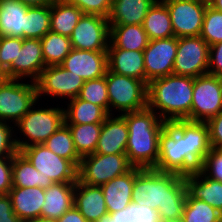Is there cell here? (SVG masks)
Returning <instances> with one entry per match:
<instances>
[{"instance_id": "obj_4", "label": "cell", "mask_w": 222, "mask_h": 222, "mask_svg": "<svg viewBox=\"0 0 222 222\" xmlns=\"http://www.w3.org/2000/svg\"><path fill=\"white\" fill-rule=\"evenodd\" d=\"M194 78L170 74L148 83L147 107L163 121H191ZM158 110V112H156Z\"/></svg>"}, {"instance_id": "obj_13", "label": "cell", "mask_w": 222, "mask_h": 222, "mask_svg": "<svg viewBox=\"0 0 222 222\" xmlns=\"http://www.w3.org/2000/svg\"><path fill=\"white\" fill-rule=\"evenodd\" d=\"M110 25L106 17L83 14L70 36L72 48L88 51H107Z\"/></svg>"}, {"instance_id": "obj_42", "label": "cell", "mask_w": 222, "mask_h": 222, "mask_svg": "<svg viewBox=\"0 0 222 222\" xmlns=\"http://www.w3.org/2000/svg\"><path fill=\"white\" fill-rule=\"evenodd\" d=\"M77 6L84 14L108 17L113 0H63Z\"/></svg>"}, {"instance_id": "obj_18", "label": "cell", "mask_w": 222, "mask_h": 222, "mask_svg": "<svg viewBox=\"0 0 222 222\" xmlns=\"http://www.w3.org/2000/svg\"><path fill=\"white\" fill-rule=\"evenodd\" d=\"M141 169L133 167L129 172L101 185L108 214L124 211L133 204L134 178Z\"/></svg>"}, {"instance_id": "obj_51", "label": "cell", "mask_w": 222, "mask_h": 222, "mask_svg": "<svg viewBox=\"0 0 222 222\" xmlns=\"http://www.w3.org/2000/svg\"><path fill=\"white\" fill-rule=\"evenodd\" d=\"M6 68L1 64L0 61V81L7 80Z\"/></svg>"}, {"instance_id": "obj_44", "label": "cell", "mask_w": 222, "mask_h": 222, "mask_svg": "<svg viewBox=\"0 0 222 222\" xmlns=\"http://www.w3.org/2000/svg\"><path fill=\"white\" fill-rule=\"evenodd\" d=\"M212 148L222 149V111L205 122Z\"/></svg>"}, {"instance_id": "obj_26", "label": "cell", "mask_w": 222, "mask_h": 222, "mask_svg": "<svg viewBox=\"0 0 222 222\" xmlns=\"http://www.w3.org/2000/svg\"><path fill=\"white\" fill-rule=\"evenodd\" d=\"M28 8L19 0H0V37L24 38Z\"/></svg>"}, {"instance_id": "obj_19", "label": "cell", "mask_w": 222, "mask_h": 222, "mask_svg": "<svg viewBox=\"0 0 222 222\" xmlns=\"http://www.w3.org/2000/svg\"><path fill=\"white\" fill-rule=\"evenodd\" d=\"M128 127L126 119L120 114L109 115L102 123L100 137L94 153L126 154Z\"/></svg>"}, {"instance_id": "obj_48", "label": "cell", "mask_w": 222, "mask_h": 222, "mask_svg": "<svg viewBox=\"0 0 222 222\" xmlns=\"http://www.w3.org/2000/svg\"><path fill=\"white\" fill-rule=\"evenodd\" d=\"M57 222H88L84 216L73 205L68 211H66Z\"/></svg>"}, {"instance_id": "obj_38", "label": "cell", "mask_w": 222, "mask_h": 222, "mask_svg": "<svg viewBox=\"0 0 222 222\" xmlns=\"http://www.w3.org/2000/svg\"><path fill=\"white\" fill-rule=\"evenodd\" d=\"M200 36L209 46L222 42V12L207 5Z\"/></svg>"}, {"instance_id": "obj_36", "label": "cell", "mask_w": 222, "mask_h": 222, "mask_svg": "<svg viewBox=\"0 0 222 222\" xmlns=\"http://www.w3.org/2000/svg\"><path fill=\"white\" fill-rule=\"evenodd\" d=\"M222 213L208 203L186 197L182 218L184 222H220Z\"/></svg>"}, {"instance_id": "obj_8", "label": "cell", "mask_w": 222, "mask_h": 222, "mask_svg": "<svg viewBox=\"0 0 222 222\" xmlns=\"http://www.w3.org/2000/svg\"><path fill=\"white\" fill-rule=\"evenodd\" d=\"M133 167L126 154L93 153L81 158L77 179L84 184L101 186Z\"/></svg>"}, {"instance_id": "obj_27", "label": "cell", "mask_w": 222, "mask_h": 222, "mask_svg": "<svg viewBox=\"0 0 222 222\" xmlns=\"http://www.w3.org/2000/svg\"><path fill=\"white\" fill-rule=\"evenodd\" d=\"M149 41L143 25H110L108 49L143 51Z\"/></svg>"}, {"instance_id": "obj_40", "label": "cell", "mask_w": 222, "mask_h": 222, "mask_svg": "<svg viewBox=\"0 0 222 222\" xmlns=\"http://www.w3.org/2000/svg\"><path fill=\"white\" fill-rule=\"evenodd\" d=\"M199 171L213 180L222 182V149L210 148Z\"/></svg>"}, {"instance_id": "obj_52", "label": "cell", "mask_w": 222, "mask_h": 222, "mask_svg": "<svg viewBox=\"0 0 222 222\" xmlns=\"http://www.w3.org/2000/svg\"><path fill=\"white\" fill-rule=\"evenodd\" d=\"M28 222H57V220L40 216L37 219H33V220L28 221Z\"/></svg>"}, {"instance_id": "obj_28", "label": "cell", "mask_w": 222, "mask_h": 222, "mask_svg": "<svg viewBox=\"0 0 222 222\" xmlns=\"http://www.w3.org/2000/svg\"><path fill=\"white\" fill-rule=\"evenodd\" d=\"M83 14L75 5L54 0L50 4V30L70 37Z\"/></svg>"}, {"instance_id": "obj_16", "label": "cell", "mask_w": 222, "mask_h": 222, "mask_svg": "<svg viewBox=\"0 0 222 222\" xmlns=\"http://www.w3.org/2000/svg\"><path fill=\"white\" fill-rule=\"evenodd\" d=\"M45 67L40 39L23 38L22 48L6 74L8 79L21 80L28 77L36 82Z\"/></svg>"}, {"instance_id": "obj_49", "label": "cell", "mask_w": 222, "mask_h": 222, "mask_svg": "<svg viewBox=\"0 0 222 222\" xmlns=\"http://www.w3.org/2000/svg\"><path fill=\"white\" fill-rule=\"evenodd\" d=\"M28 7L50 5L54 0H19Z\"/></svg>"}, {"instance_id": "obj_30", "label": "cell", "mask_w": 222, "mask_h": 222, "mask_svg": "<svg viewBox=\"0 0 222 222\" xmlns=\"http://www.w3.org/2000/svg\"><path fill=\"white\" fill-rule=\"evenodd\" d=\"M143 28L149 40L174 36L169 10L161 0H157L147 12Z\"/></svg>"}, {"instance_id": "obj_53", "label": "cell", "mask_w": 222, "mask_h": 222, "mask_svg": "<svg viewBox=\"0 0 222 222\" xmlns=\"http://www.w3.org/2000/svg\"><path fill=\"white\" fill-rule=\"evenodd\" d=\"M95 222H114L113 219H111L110 214H106L105 216H102Z\"/></svg>"}, {"instance_id": "obj_32", "label": "cell", "mask_w": 222, "mask_h": 222, "mask_svg": "<svg viewBox=\"0 0 222 222\" xmlns=\"http://www.w3.org/2000/svg\"><path fill=\"white\" fill-rule=\"evenodd\" d=\"M43 177L31 162L18 151L12 157V187H41Z\"/></svg>"}, {"instance_id": "obj_14", "label": "cell", "mask_w": 222, "mask_h": 222, "mask_svg": "<svg viewBox=\"0 0 222 222\" xmlns=\"http://www.w3.org/2000/svg\"><path fill=\"white\" fill-rule=\"evenodd\" d=\"M84 82L82 77L76 76L61 65L46 66L35 82L38 101L42 95L62 99L78 97Z\"/></svg>"}, {"instance_id": "obj_34", "label": "cell", "mask_w": 222, "mask_h": 222, "mask_svg": "<svg viewBox=\"0 0 222 222\" xmlns=\"http://www.w3.org/2000/svg\"><path fill=\"white\" fill-rule=\"evenodd\" d=\"M53 153L70 160L77 168L81 157L78 155L69 127L64 123L44 143Z\"/></svg>"}, {"instance_id": "obj_41", "label": "cell", "mask_w": 222, "mask_h": 222, "mask_svg": "<svg viewBox=\"0 0 222 222\" xmlns=\"http://www.w3.org/2000/svg\"><path fill=\"white\" fill-rule=\"evenodd\" d=\"M22 38L4 36L0 37V61L8 69L17 58L22 48Z\"/></svg>"}, {"instance_id": "obj_10", "label": "cell", "mask_w": 222, "mask_h": 222, "mask_svg": "<svg viewBox=\"0 0 222 222\" xmlns=\"http://www.w3.org/2000/svg\"><path fill=\"white\" fill-rule=\"evenodd\" d=\"M209 45L201 36L179 37L173 74L196 78L208 74Z\"/></svg>"}, {"instance_id": "obj_50", "label": "cell", "mask_w": 222, "mask_h": 222, "mask_svg": "<svg viewBox=\"0 0 222 222\" xmlns=\"http://www.w3.org/2000/svg\"><path fill=\"white\" fill-rule=\"evenodd\" d=\"M208 5L222 12V0H207Z\"/></svg>"}, {"instance_id": "obj_9", "label": "cell", "mask_w": 222, "mask_h": 222, "mask_svg": "<svg viewBox=\"0 0 222 222\" xmlns=\"http://www.w3.org/2000/svg\"><path fill=\"white\" fill-rule=\"evenodd\" d=\"M22 82L16 79L0 81L1 121L15 125L38 102L36 83Z\"/></svg>"}, {"instance_id": "obj_5", "label": "cell", "mask_w": 222, "mask_h": 222, "mask_svg": "<svg viewBox=\"0 0 222 222\" xmlns=\"http://www.w3.org/2000/svg\"><path fill=\"white\" fill-rule=\"evenodd\" d=\"M37 102L29 111L14 125L25 139L17 138L15 143L18 151L22 148L43 144L58 128L64 124L63 107L36 109ZM34 107V108H33ZM27 139V140H26Z\"/></svg>"}, {"instance_id": "obj_17", "label": "cell", "mask_w": 222, "mask_h": 222, "mask_svg": "<svg viewBox=\"0 0 222 222\" xmlns=\"http://www.w3.org/2000/svg\"><path fill=\"white\" fill-rule=\"evenodd\" d=\"M60 65L85 81L104 77L108 69L107 51L72 48Z\"/></svg>"}, {"instance_id": "obj_47", "label": "cell", "mask_w": 222, "mask_h": 222, "mask_svg": "<svg viewBox=\"0 0 222 222\" xmlns=\"http://www.w3.org/2000/svg\"><path fill=\"white\" fill-rule=\"evenodd\" d=\"M0 222H22L14 213L8 194L0 195Z\"/></svg>"}, {"instance_id": "obj_43", "label": "cell", "mask_w": 222, "mask_h": 222, "mask_svg": "<svg viewBox=\"0 0 222 222\" xmlns=\"http://www.w3.org/2000/svg\"><path fill=\"white\" fill-rule=\"evenodd\" d=\"M13 127L0 120V158L13 157L18 152Z\"/></svg>"}, {"instance_id": "obj_24", "label": "cell", "mask_w": 222, "mask_h": 222, "mask_svg": "<svg viewBox=\"0 0 222 222\" xmlns=\"http://www.w3.org/2000/svg\"><path fill=\"white\" fill-rule=\"evenodd\" d=\"M157 0H113L109 25H143L145 16Z\"/></svg>"}, {"instance_id": "obj_15", "label": "cell", "mask_w": 222, "mask_h": 222, "mask_svg": "<svg viewBox=\"0 0 222 222\" xmlns=\"http://www.w3.org/2000/svg\"><path fill=\"white\" fill-rule=\"evenodd\" d=\"M177 45L175 36L149 41L143 50L147 85L154 79L173 74Z\"/></svg>"}, {"instance_id": "obj_3", "label": "cell", "mask_w": 222, "mask_h": 222, "mask_svg": "<svg viewBox=\"0 0 222 222\" xmlns=\"http://www.w3.org/2000/svg\"><path fill=\"white\" fill-rule=\"evenodd\" d=\"M128 127L126 155L134 167L155 168L159 159V136L167 122L148 107L122 114Z\"/></svg>"}, {"instance_id": "obj_31", "label": "cell", "mask_w": 222, "mask_h": 222, "mask_svg": "<svg viewBox=\"0 0 222 222\" xmlns=\"http://www.w3.org/2000/svg\"><path fill=\"white\" fill-rule=\"evenodd\" d=\"M66 125L71 131L74 146L78 155L82 158L84 156L93 154L100 137L102 123Z\"/></svg>"}, {"instance_id": "obj_7", "label": "cell", "mask_w": 222, "mask_h": 222, "mask_svg": "<svg viewBox=\"0 0 222 222\" xmlns=\"http://www.w3.org/2000/svg\"><path fill=\"white\" fill-rule=\"evenodd\" d=\"M20 152L41 173L43 189L53 183H76L78 168L70 160L53 153L44 144L31 145L22 148Z\"/></svg>"}, {"instance_id": "obj_21", "label": "cell", "mask_w": 222, "mask_h": 222, "mask_svg": "<svg viewBox=\"0 0 222 222\" xmlns=\"http://www.w3.org/2000/svg\"><path fill=\"white\" fill-rule=\"evenodd\" d=\"M8 195L14 213L22 222H28L41 216V207L45 202V189L12 187Z\"/></svg>"}, {"instance_id": "obj_23", "label": "cell", "mask_w": 222, "mask_h": 222, "mask_svg": "<svg viewBox=\"0 0 222 222\" xmlns=\"http://www.w3.org/2000/svg\"><path fill=\"white\" fill-rule=\"evenodd\" d=\"M108 70L146 83L143 51L107 49Z\"/></svg>"}, {"instance_id": "obj_29", "label": "cell", "mask_w": 222, "mask_h": 222, "mask_svg": "<svg viewBox=\"0 0 222 222\" xmlns=\"http://www.w3.org/2000/svg\"><path fill=\"white\" fill-rule=\"evenodd\" d=\"M64 110L65 124L103 123L110 115L103 107L84 101L79 97L69 100Z\"/></svg>"}, {"instance_id": "obj_54", "label": "cell", "mask_w": 222, "mask_h": 222, "mask_svg": "<svg viewBox=\"0 0 222 222\" xmlns=\"http://www.w3.org/2000/svg\"><path fill=\"white\" fill-rule=\"evenodd\" d=\"M161 222H184L183 218H178V219H167Z\"/></svg>"}, {"instance_id": "obj_1", "label": "cell", "mask_w": 222, "mask_h": 222, "mask_svg": "<svg viewBox=\"0 0 222 222\" xmlns=\"http://www.w3.org/2000/svg\"><path fill=\"white\" fill-rule=\"evenodd\" d=\"M211 146L205 122L175 120L159 136V159L155 170L191 175L199 170Z\"/></svg>"}, {"instance_id": "obj_46", "label": "cell", "mask_w": 222, "mask_h": 222, "mask_svg": "<svg viewBox=\"0 0 222 222\" xmlns=\"http://www.w3.org/2000/svg\"><path fill=\"white\" fill-rule=\"evenodd\" d=\"M208 74L222 76V42L209 46Z\"/></svg>"}, {"instance_id": "obj_33", "label": "cell", "mask_w": 222, "mask_h": 222, "mask_svg": "<svg viewBox=\"0 0 222 222\" xmlns=\"http://www.w3.org/2000/svg\"><path fill=\"white\" fill-rule=\"evenodd\" d=\"M40 41L45 66L60 65L72 50L70 37L51 30Z\"/></svg>"}, {"instance_id": "obj_45", "label": "cell", "mask_w": 222, "mask_h": 222, "mask_svg": "<svg viewBox=\"0 0 222 222\" xmlns=\"http://www.w3.org/2000/svg\"><path fill=\"white\" fill-rule=\"evenodd\" d=\"M12 189V157L0 158V195Z\"/></svg>"}, {"instance_id": "obj_25", "label": "cell", "mask_w": 222, "mask_h": 222, "mask_svg": "<svg viewBox=\"0 0 222 222\" xmlns=\"http://www.w3.org/2000/svg\"><path fill=\"white\" fill-rule=\"evenodd\" d=\"M75 183H53L45 189L41 217L58 220L74 204Z\"/></svg>"}, {"instance_id": "obj_12", "label": "cell", "mask_w": 222, "mask_h": 222, "mask_svg": "<svg viewBox=\"0 0 222 222\" xmlns=\"http://www.w3.org/2000/svg\"><path fill=\"white\" fill-rule=\"evenodd\" d=\"M169 10L174 36H200L207 0H161Z\"/></svg>"}, {"instance_id": "obj_22", "label": "cell", "mask_w": 222, "mask_h": 222, "mask_svg": "<svg viewBox=\"0 0 222 222\" xmlns=\"http://www.w3.org/2000/svg\"><path fill=\"white\" fill-rule=\"evenodd\" d=\"M187 195L201 200L222 213V182L204 176L199 170L183 176Z\"/></svg>"}, {"instance_id": "obj_37", "label": "cell", "mask_w": 222, "mask_h": 222, "mask_svg": "<svg viewBox=\"0 0 222 222\" xmlns=\"http://www.w3.org/2000/svg\"><path fill=\"white\" fill-rule=\"evenodd\" d=\"M78 97L103 107L109 113V97L105 76L85 81Z\"/></svg>"}, {"instance_id": "obj_20", "label": "cell", "mask_w": 222, "mask_h": 222, "mask_svg": "<svg viewBox=\"0 0 222 222\" xmlns=\"http://www.w3.org/2000/svg\"><path fill=\"white\" fill-rule=\"evenodd\" d=\"M74 206L88 222H95L108 214L101 186L75 183Z\"/></svg>"}, {"instance_id": "obj_2", "label": "cell", "mask_w": 222, "mask_h": 222, "mask_svg": "<svg viewBox=\"0 0 222 222\" xmlns=\"http://www.w3.org/2000/svg\"><path fill=\"white\" fill-rule=\"evenodd\" d=\"M186 197L183 176L179 174L144 168L134 178L132 203L157 210L161 221L181 218Z\"/></svg>"}, {"instance_id": "obj_11", "label": "cell", "mask_w": 222, "mask_h": 222, "mask_svg": "<svg viewBox=\"0 0 222 222\" xmlns=\"http://www.w3.org/2000/svg\"><path fill=\"white\" fill-rule=\"evenodd\" d=\"M222 111V84L219 76L194 78L191 121L206 122Z\"/></svg>"}, {"instance_id": "obj_6", "label": "cell", "mask_w": 222, "mask_h": 222, "mask_svg": "<svg viewBox=\"0 0 222 222\" xmlns=\"http://www.w3.org/2000/svg\"><path fill=\"white\" fill-rule=\"evenodd\" d=\"M105 77L110 115H114L112 114L113 108L118 110L119 115L147 108L148 85L144 81L115 74L108 69Z\"/></svg>"}, {"instance_id": "obj_39", "label": "cell", "mask_w": 222, "mask_h": 222, "mask_svg": "<svg viewBox=\"0 0 222 222\" xmlns=\"http://www.w3.org/2000/svg\"><path fill=\"white\" fill-rule=\"evenodd\" d=\"M114 222H161L157 210L143 204H132L124 211L110 214Z\"/></svg>"}, {"instance_id": "obj_35", "label": "cell", "mask_w": 222, "mask_h": 222, "mask_svg": "<svg viewBox=\"0 0 222 222\" xmlns=\"http://www.w3.org/2000/svg\"><path fill=\"white\" fill-rule=\"evenodd\" d=\"M50 31V5L29 7L25 14L24 38L41 39Z\"/></svg>"}]
</instances>
